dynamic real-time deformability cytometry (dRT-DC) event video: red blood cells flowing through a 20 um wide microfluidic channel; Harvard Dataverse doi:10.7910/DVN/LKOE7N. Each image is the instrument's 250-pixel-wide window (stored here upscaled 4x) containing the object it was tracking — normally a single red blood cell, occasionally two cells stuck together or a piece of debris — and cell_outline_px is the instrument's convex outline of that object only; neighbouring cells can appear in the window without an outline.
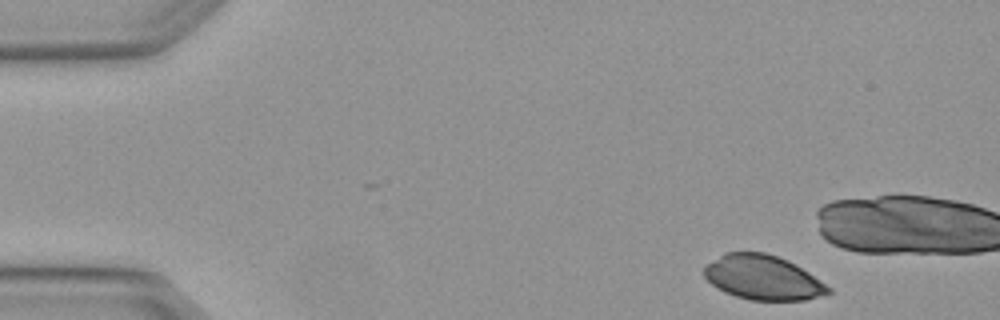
{"species": "Egyptian fruit bat (a non-hibernating species)", "species_latin": "Rousettus aegyptiacus", "temperature_condition": "warm", "stored_images_in_passage": 4, "camera_frame_rate_fps": 3000, "um_per_image_px": 0.085, "animal": {"sex": "female"}, "frame": {"image": 1, "passage_image": 1, "time_ms": 0.0, "image_size_px": [1000, 320], "cell_outline_px": [[832, 292], [804, 300], [748, 300], [724, 292], [716, 288], [704, 276], [704, 264], [724, 252], [764, 252], [788, 260], [808, 272], [832, 288]], "centroid_in_image_um": [64.81, 23.58], "position_along_channel_um": 20.2, "area_um2": 32.31}}